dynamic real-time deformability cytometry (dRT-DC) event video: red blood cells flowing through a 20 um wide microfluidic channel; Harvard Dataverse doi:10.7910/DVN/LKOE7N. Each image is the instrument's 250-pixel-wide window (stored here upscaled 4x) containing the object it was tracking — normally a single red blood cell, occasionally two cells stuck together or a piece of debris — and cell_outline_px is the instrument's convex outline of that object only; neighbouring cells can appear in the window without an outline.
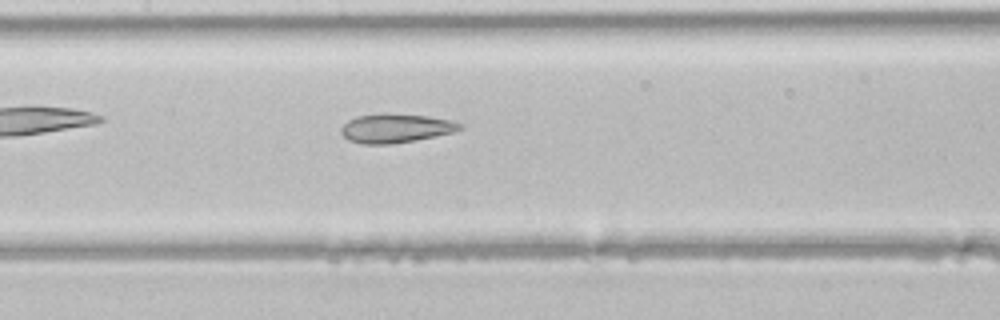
{"species": "common noctule bat (a hibernating species)", "species_latin": "Nyctalus noctula", "temperature_condition": "room temperature", "stored_images_in_passage": 24, "camera_frame_rate_fps": 3000, "um_per_image_px": 0.085, "animal": {"sex": "male", "body_mass_g": 21.5, "forearm_length_mm": 52.0}, "frame": {"image": 1, "passage_image": 8, "time_ms": 2.333, "image_size_px": [1000, 320], "cell_outline_px": [[464, 128], [452, 132], [416, 140], [392, 144], [364, 144], [348, 140], [340, 132], [340, 128], [348, 120], [356, 116], [380, 112], [384, 112], [428, 116], [452, 120], [464, 124]], "centroid_in_image_um": [33.63, 10.88], "position_along_channel_um": 173.8, "area_um2": 20.4}}
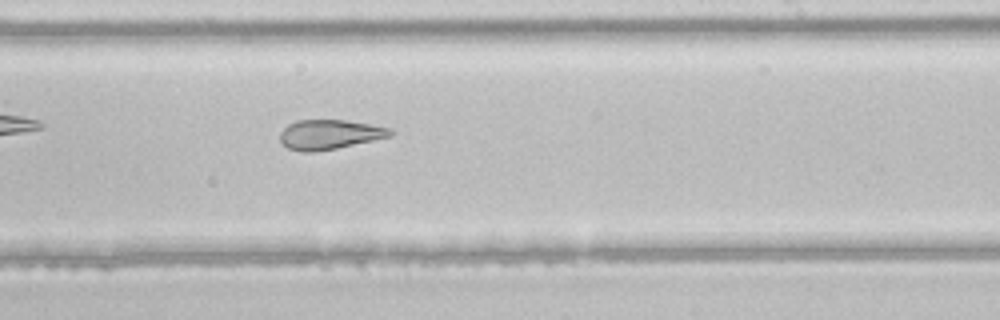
{"frame": {"image": 2, "passage_image": 14, "time_ms": 4.333, "image_size_px": [1000, 320], "cell_outline_px": [[392, 136], [336, 148], [316, 152], [300, 152], [288, 148], [280, 140], [280, 132], [288, 124], [296, 120], [344, 120], [392, 128]], "centroid_in_image_um": [27.99, 11.43], "position_along_channel_um": 261.0, "area_um2": 18.96}}
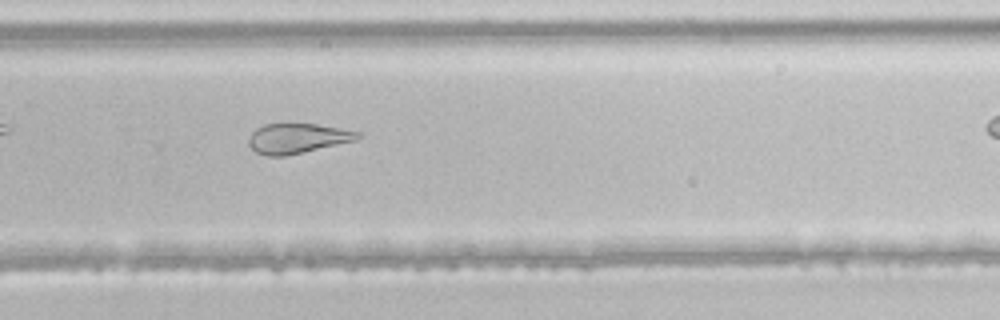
{"frame": {"image": 3, "passage_image": 17, "time_ms": 5.333, "image_size_px": [1000, 320], "cell_outline_px": [[364, 136], [356, 140], [284, 156], [268, 156], [256, 152], [248, 144], [248, 140], [252, 132], [256, 128], [264, 124], [316, 124], [340, 128], [360, 132]], "centroid_in_image_um": [25.28, 11.75], "position_along_channel_um": 304.5, "area_um2": 18.84}}